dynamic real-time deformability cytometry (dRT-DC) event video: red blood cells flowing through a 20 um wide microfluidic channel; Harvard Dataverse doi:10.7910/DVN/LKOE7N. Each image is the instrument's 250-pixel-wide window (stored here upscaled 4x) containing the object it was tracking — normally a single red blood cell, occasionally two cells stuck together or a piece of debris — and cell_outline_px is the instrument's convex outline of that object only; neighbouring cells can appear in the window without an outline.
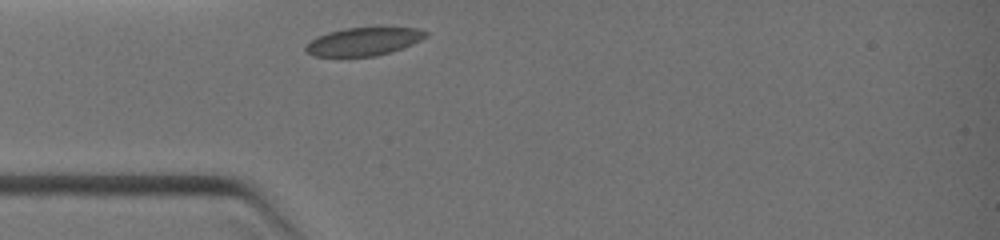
{"species": "common noctule bat (a hibernating species)", "species_latin": "Nyctalus noctula", "temperature_condition": "warm", "stored_images_in_passage": 1, "camera_frame_rate_fps": 3000, "um_per_image_px": 0.085, "animal": {"sex": "female", "body_mass_g": 19.0, "forearm_length_mm": 51.5}, "frame": {"image": 1, "passage_image": 1, "time_ms": 0.0, "image_size_px": [1000, 240], "cell_outline_px": [[428, 36], [412, 44], [392, 52], [376, 56], [340, 60], [316, 56], [304, 52], [304, 48], [312, 40], [328, 32], [344, 28], [416, 28], [428, 32]], "centroid_in_image_um": [30.85, 3.59], "position_along_channel_um": 54.2, "area_um2": 20.29}}